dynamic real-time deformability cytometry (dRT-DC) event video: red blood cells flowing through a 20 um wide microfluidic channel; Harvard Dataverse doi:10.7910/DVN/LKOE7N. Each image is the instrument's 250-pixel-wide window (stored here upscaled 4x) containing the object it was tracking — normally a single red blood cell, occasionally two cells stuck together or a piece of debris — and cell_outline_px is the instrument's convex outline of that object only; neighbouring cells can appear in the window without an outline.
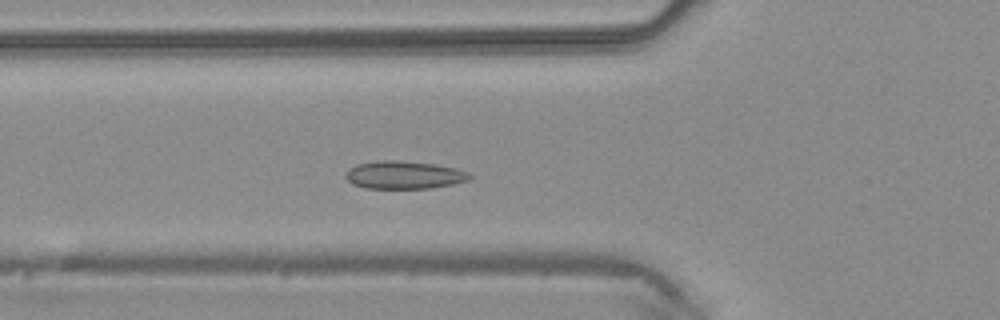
{"species": "common noctule bat (a hibernating species)", "species_latin": "Nyctalus noctula", "temperature_condition": "warm", "stored_images_in_passage": 42, "camera_frame_rate_fps": 3000, "um_per_image_px": 0.085, "animal": {"sex": "male", "body_mass_g": 20.4}, "frame": {"image": 1, "passage_image": 13, "time_ms": 4.0, "image_size_px": [1000, 320], "cell_outline_px": [[472, 176], [468, 180], [452, 184], [428, 188], [364, 188], [352, 184], [344, 176], [344, 172], [348, 168], [356, 164], [380, 160], [396, 160], [436, 164], [456, 168], [468, 172]], "centroid_in_image_um": [34.29, 14.86], "position_along_channel_um": 91.5, "area_um2": 20.23}}
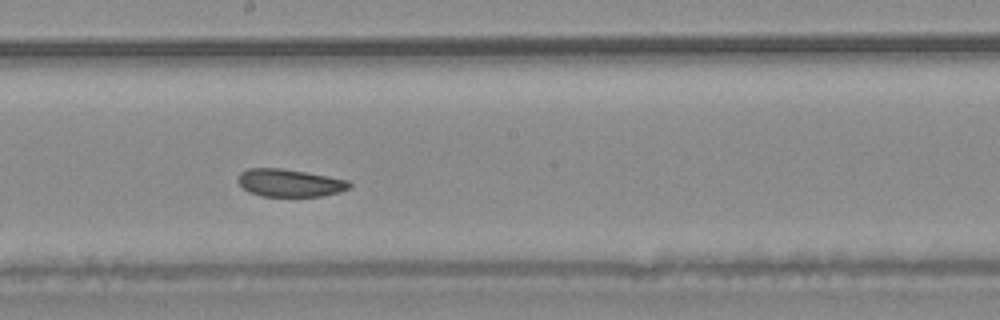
{"frame": {"image": 2, "passage_image": 22, "time_ms": 7.0, "image_size_px": [1000, 320], "cell_outline_px": [[352, 184], [348, 188], [340, 192], [320, 196], [260, 196], [248, 192], [236, 180], [240, 172], [248, 168], [280, 168], [328, 176], [348, 180]], "centroid_in_image_um": [24.59, 15.54], "position_along_channel_um": 223.6, "area_um2": 17.92}}
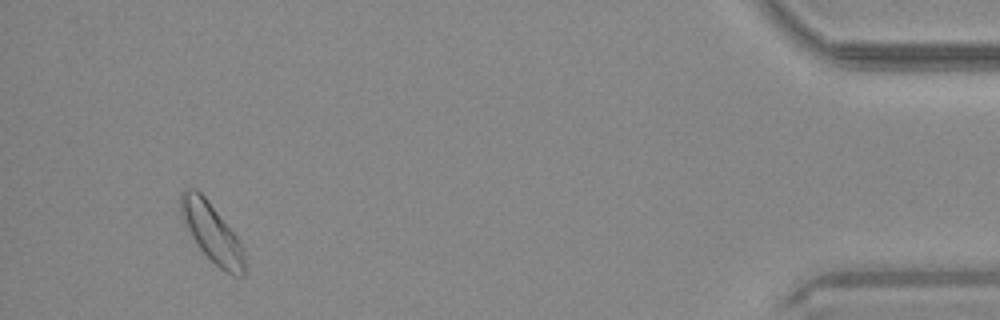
{"frame": {"image": 3, "passage_image": 40, "time_ms": 13.0, "image_size_px": [1000, 320], "cell_outline_px": [[248, 272], [244, 276], [232, 276], [220, 268], [200, 248], [184, 224], [180, 216], [180, 192], [184, 188], [196, 188], [208, 200], [236, 236], [244, 252]], "centroid_in_image_um": [18.02, 19.78], "position_along_channel_um": 417.2, "area_um2": 21.96}}